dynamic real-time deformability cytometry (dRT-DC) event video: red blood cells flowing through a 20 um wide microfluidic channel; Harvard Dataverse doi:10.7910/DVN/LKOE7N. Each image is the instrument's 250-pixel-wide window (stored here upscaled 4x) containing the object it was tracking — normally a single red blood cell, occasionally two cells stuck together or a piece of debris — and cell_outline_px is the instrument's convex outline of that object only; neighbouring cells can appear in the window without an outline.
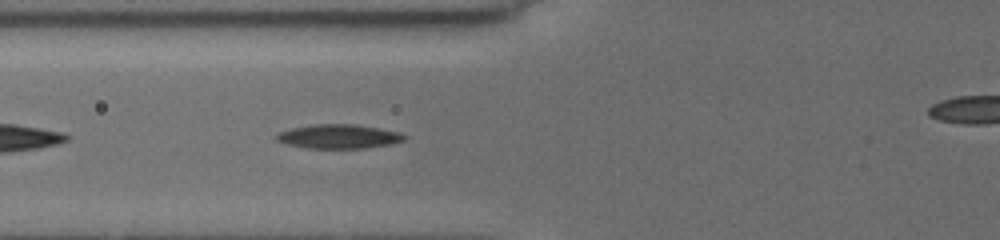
{"species": "common noctule bat (a hibernating species)", "species_latin": "Nyctalus noctula", "temperature_condition": "cold", "stored_images_in_passage": 10, "camera_frame_rate_fps": 3000, "um_per_image_px": 0.085, "animal": {"sex": "female", "body_mass_g": 19.5, "forearm_length_mm": 54.1}, "frame": {"image": 1, "passage_image": 10, "time_ms": 1.667, "image_size_px": [1000, 240], "cell_outline_px": [[408, 136], [404, 140], [392, 144], [368, 148], [308, 148], [288, 144], [276, 140], [272, 136], [280, 132], [292, 128], [316, 124], [352, 124], [380, 128], [400, 132]], "centroid_in_image_um": [28.82, 11.6], "position_along_channel_um": 97.0, "area_um2": 18.03}}